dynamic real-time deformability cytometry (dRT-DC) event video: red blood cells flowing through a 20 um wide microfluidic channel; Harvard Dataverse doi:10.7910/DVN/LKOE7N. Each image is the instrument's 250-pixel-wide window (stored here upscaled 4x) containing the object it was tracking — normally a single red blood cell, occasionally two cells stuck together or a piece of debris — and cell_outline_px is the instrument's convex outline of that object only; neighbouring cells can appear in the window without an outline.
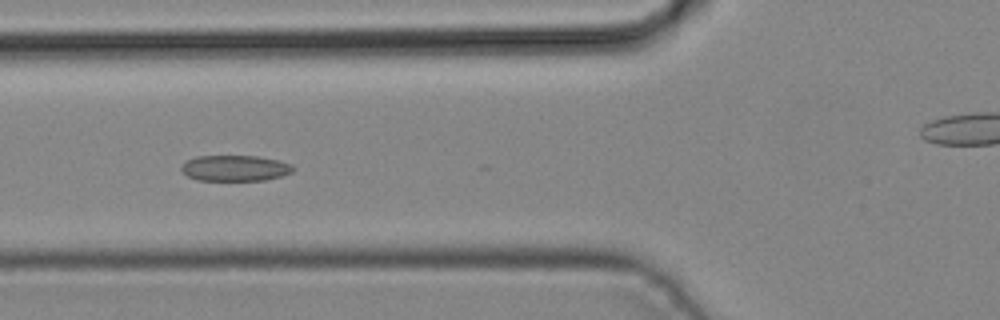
{"species": "common noctule bat (a hibernating species)", "species_latin": "Nyctalus noctula", "temperature_condition": "cold", "stored_images_in_passage": 3, "camera_frame_rate_fps": 3000, "um_per_image_px": 0.085, "animal": {"sex": "male", "body_mass_g": 19.2, "forearm_length_mm": 51.8}, "frame": {"image": 1, "passage_image": 3, "time_ms": 0.667, "image_size_px": [1000, 320], "cell_outline_px": [[296, 168], [292, 172], [280, 176], [264, 180], [196, 180], [188, 176], [180, 168], [188, 160], [196, 156], [256, 156], [280, 160], [292, 164]], "centroid_in_image_um": [20.02, 14.29], "position_along_channel_um": 105.8, "area_um2": 16.76}}